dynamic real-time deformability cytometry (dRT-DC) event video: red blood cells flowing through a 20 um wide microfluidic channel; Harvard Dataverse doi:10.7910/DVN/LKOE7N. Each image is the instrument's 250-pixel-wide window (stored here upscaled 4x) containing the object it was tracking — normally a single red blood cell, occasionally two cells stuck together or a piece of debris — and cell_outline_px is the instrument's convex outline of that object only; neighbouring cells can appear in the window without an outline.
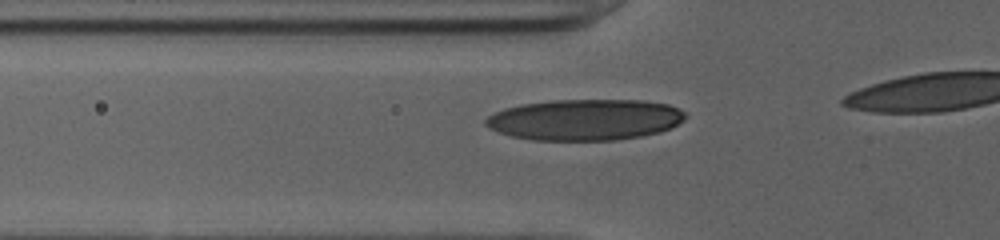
{"species": "human", "species_latin": "Homo sapiens", "temperature_condition": "cold", "stored_images_in_passage": 17, "camera_frame_rate_fps": 3000, "um_per_image_px": 0.085, "donor": {"sex": "female"}, "frame": {"image": 1, "passage_image": 2, "time_ms": 0.333, "image_size_px": [1000, 240], "cell_outline_px": [[688, 116], [684, 120], [672, 128], [660, 132], [640, 136], [616, 140], [532, 140], [512, 136], [488, 128], [484, 124], [484, 120], [488, 116], [504, 108], [520, 104], [552, 100], [640, 100], [668, 104], [684, 112]], "centroid_in_image_um": [49.72, 10.17], "position_along_channel_um": 76.1, "area_um2": 47.97}}
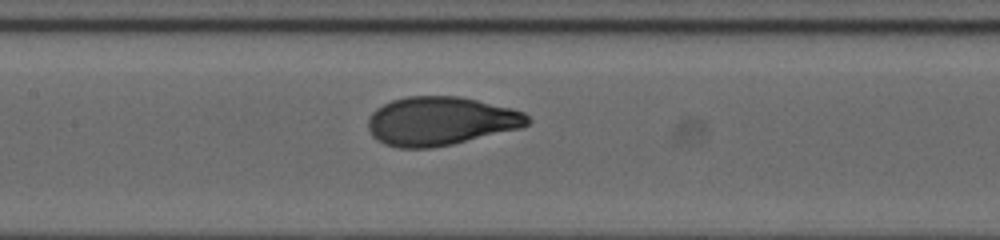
{"frame": {"image": 2, "passage_image": 9, "time_ms": 2.667, "image_size_px": [1000, 240], "cell_outline_px": [[532, 120], [528, 124], [520, 128], [452, 144], [432, 148], [396, 148], [384, 144], [376, 140], [372, 136], [368, 128], [368, 116], [376, 108], [392, 100], [408, 96], [460, 96], [512, 108], [524, 112]], "centroid_in_image_um": [37.42, 10.29], "position_along_channel_um": 170.0, "area_um2": 45.43}}
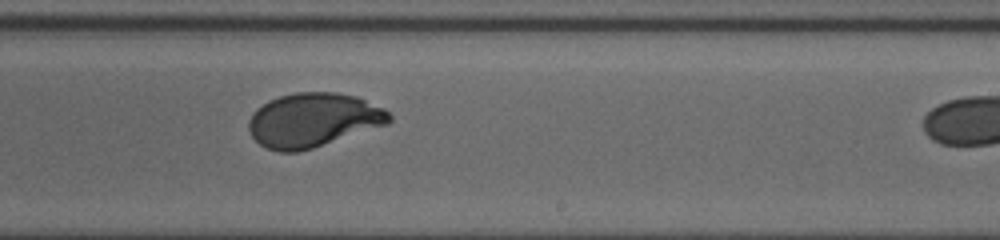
{"frame": {"image": 3, "passage_image": 16, "time_ms": 5.0, "image_size_px": [1000, 240], "cell_outline_px": [[392, 120], [388, 124], [312, 148], [296, 152], [280, 152], [268, 148], [260, 144], [252, 136], [248, 128], [248, 120], [252, 112], [256, 108], [268, 100], [280, 96], [296, 92], [336, 92], [356, 96], [384, 108], [392, 116]], "centroid_in_image_um": [26.61, 10.19], "position_along_channel_um": 262.4, "area_um2": 44.27}}